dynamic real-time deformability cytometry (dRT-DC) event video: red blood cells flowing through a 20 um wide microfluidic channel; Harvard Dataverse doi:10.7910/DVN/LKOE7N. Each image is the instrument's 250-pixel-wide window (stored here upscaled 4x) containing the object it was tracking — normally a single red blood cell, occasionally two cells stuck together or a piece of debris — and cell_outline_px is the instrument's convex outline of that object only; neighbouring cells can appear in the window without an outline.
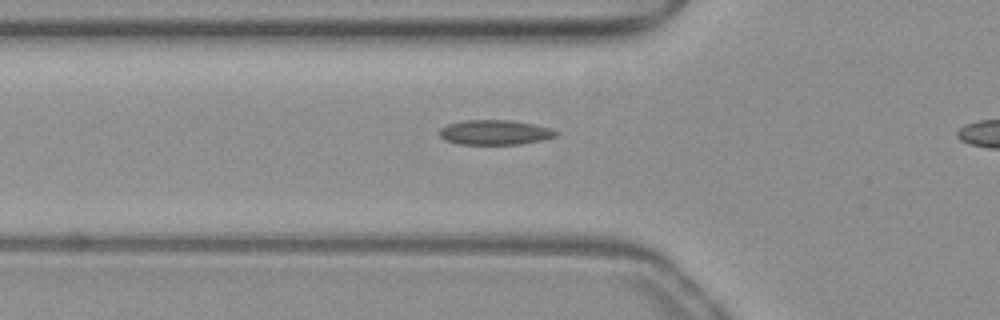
{"species": "common noctule bat (a hibernating species)", "species_latin": "Nyctalus noctula", "temperature_condition": "warm", "stored_images_in_passage": 14, "camera_frame_rate_fps": 3000, "um_per_image_px": 0.085, "animal": {"sex": "female", "body_mass_g": 19.3, "forearm_length_mm": 54.1}, "frame": {"image": 1, "passage_image": 12, "time_ms": 3.667, "image_size_px": [1000, 320], "cell_outline_px": [[560, 132], [556, 136], [544, 140], [520, 144], [460, 144], [444, 140], [440, 136], [440, 128], [448, 124], [464, 120], [512, 120], [552, 128]], "centroid_in_image_um": [42.1, 11.25], "position_along_channel_um": 83.7, "area_um2": 16.94}}